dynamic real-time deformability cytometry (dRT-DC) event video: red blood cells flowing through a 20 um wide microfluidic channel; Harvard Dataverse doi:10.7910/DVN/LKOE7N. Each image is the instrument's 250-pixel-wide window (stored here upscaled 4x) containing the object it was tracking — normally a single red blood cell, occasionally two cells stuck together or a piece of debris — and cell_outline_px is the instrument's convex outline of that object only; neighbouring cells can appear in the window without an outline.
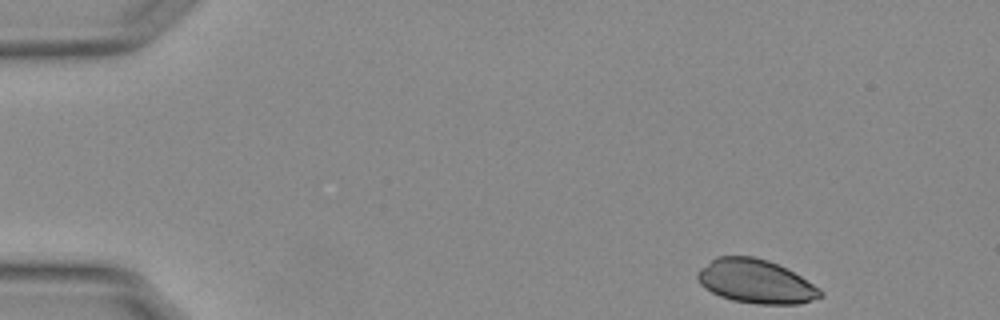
{"species": "Egyptian fruit bat (a non-hibernating species)", "species_latin": "Rousettus aegyptiacus", "temperature_condition": "warm", "stored_images_in_passage": 49, "camera_frame_rate_fps": 3000, "um_per_image_px": 0.085, "animal": {"sex": "female"}, "frame": {"image": 1, "passage_image": 1, "time_ms": 0.0, "image_size_px": [1000, 320], "cell_outline_px": [[824, 296], [800, 304], [756, 304], [732, 300], [720, 296], [704, 288], [700, 284], [696, 276], [696, 272], [700, 268], [716, 256], [752, 256], [768, 260], [800, 276], [820, 288], [824, 292]], "centroid_in_image_um": [64.22, 23.93], "position_along_channel_um": 20.8, "area_um2": 31.39}}
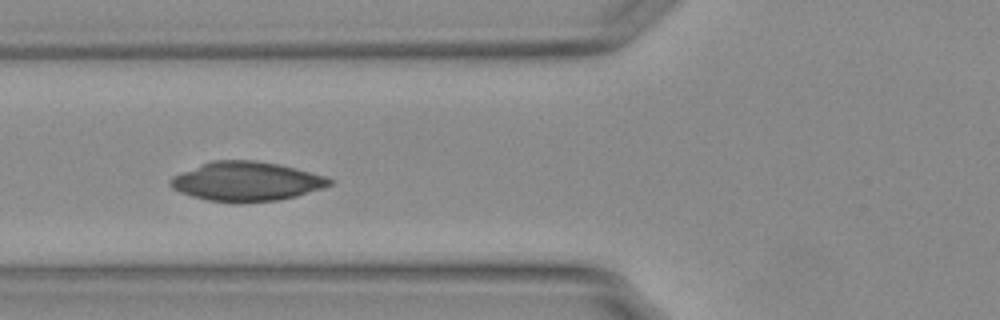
{"frame": {"image": 2, "passage_image": 16, "time_ms": 5.0, "image_size_px": [1000, 320], "cell_outline_px": [[332, 184], [296, 196], [280, 200], [208, 200], [192, 196], [180, 192], [172, 188], [168, 184], [168, 180], [172, 176], [212, 160], [252, 160], [280, 164], [296, 168], [324, 176], [332, 180]], "centroid_in_image_um": [20.92, 15.38], "position_along_channel_um": 104.9, "area_um2": 35.43}}
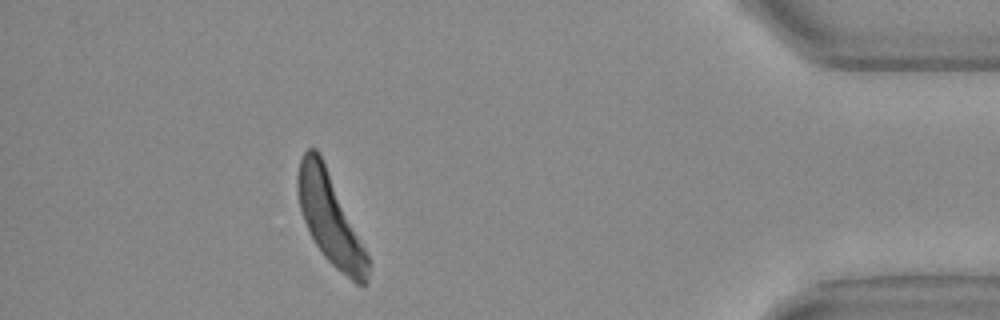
{"frame": {"image": 3, "passage_image": 44, "time_ms": 14.333, "image_size_px": [1000, 320], "cell_outline_px": [[368, 280], [364, 284], [356, 284], [336, 268], [324, 256], [316, 244], [304, 220], [300, 208], [296, 188], [296, 176], [300, 160], [304, 152], [308, 148], [316, 148], [320, 152], [368, 256]], "centroid_in_image_um": [28.02, 18.54], "position_along_channel_um": 407.2, "area_um2": 36.3}}